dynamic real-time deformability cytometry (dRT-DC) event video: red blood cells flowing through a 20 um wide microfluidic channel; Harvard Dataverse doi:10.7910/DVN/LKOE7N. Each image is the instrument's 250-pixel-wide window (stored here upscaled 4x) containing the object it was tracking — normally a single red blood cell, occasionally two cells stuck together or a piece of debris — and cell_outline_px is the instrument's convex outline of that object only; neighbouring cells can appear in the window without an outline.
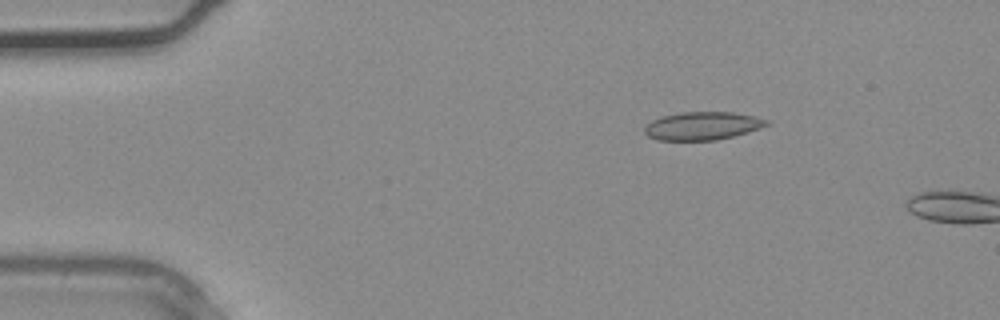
{"species": "common noctule bat (a hibernating species)", "species_latin": "Nyctalus noctula", "temperature_condition": "warm", "stored_images_in_passage": 8, "camera_frame_rate_fps": 3000, "um_per_image_px": 0.085, "animal": {"sex": "male", "body_mass_g": 20.4}, "frame": {"image": 1, "passage_image": 6, "time_ms": 1.667, "image_size_px": [1000, 320], "cell_outline_px": [[768, 124], [760, 128], [748, 132], [716, 140], [656, 140], [648, 136], [644, 132], [644, 128], [652, 120], [664, 116], [680, 112], [732, 112], [756, 116], [768, 120]], "centroid_in_image_um": [59.71, 10.7], "position_along_channel_um": 25.3, "area_um2": 19.88}}